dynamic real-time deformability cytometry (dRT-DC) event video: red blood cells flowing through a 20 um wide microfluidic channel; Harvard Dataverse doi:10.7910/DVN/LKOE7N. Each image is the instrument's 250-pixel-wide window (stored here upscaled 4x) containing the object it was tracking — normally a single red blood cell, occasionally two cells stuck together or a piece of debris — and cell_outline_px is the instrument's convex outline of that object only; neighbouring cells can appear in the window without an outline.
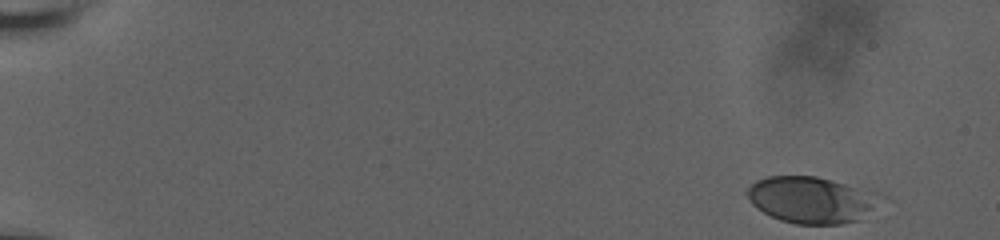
{"species": "human", "species_latin": "Homo sapiens", "temperature_condition": "room temperature", "stored_images_in_passage": 39, "camera_frame_rate_fps": 3000, "um_per_image_px": 0.085, "donor": {"sex": "male"}, "frame": {"image": 1, "passage_image": 1, "time_ms": 0.0, "image_size_px": [1000, 240], "cell_outline_px": [[872, 192], [868, 208], [856, 220], [840, 224], [796, 224], [780, 220], [756, 208], [752, 204], [744, 192], [756, 180], [768, 176], [816, 176]], "centroid_in_image_um": [68.7, 16.98], "position_along_channel_um": 16.3, "area_um2": 34.33}}
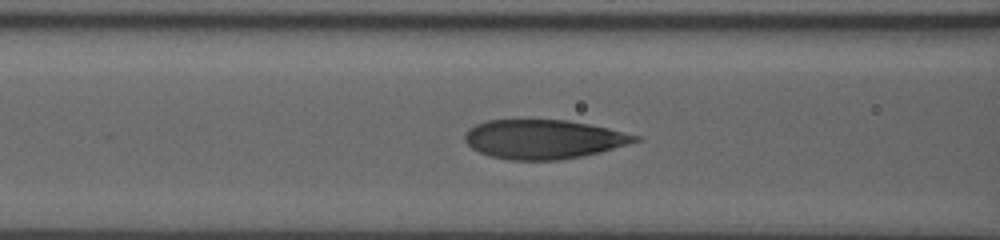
{"frame": {"image": 2, "passage_image": 19, "time_ms": 7.333, "image_size_px": [1000, 240], "cell_outline_px": [[640, 140], [600, 152], [560, 160], [508, 160], [488, 156], [472, 148], [464, 140], [464, 132], [468, 128], [476, 124], [488, 120], [568, 120], [608, 128], [640, 136]], "centroid_in_image_um": [46.15, 11.83], "position_along_channel_um": 120.5, "area_um2": 38.78}}
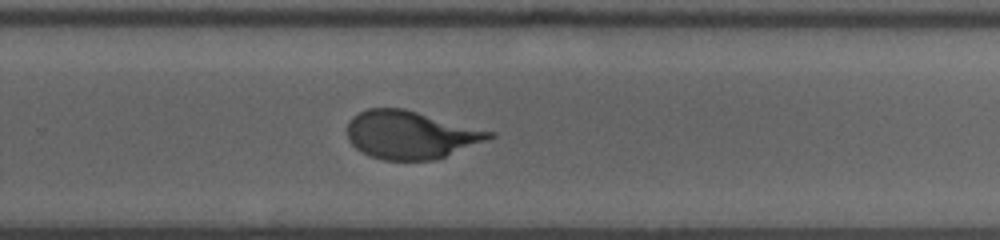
{"frame": {"image": 3, "passage_image": 38, "time_ms": 12.0, "image_size_px": [1000, 240], "cell_outline_px": [[496, 136], [436, 160], [380, 160], [368, 156], [356, 148], [348, 140], [348, 124], [352, 116], [368, 108], [404, 108], [496, 132]], "centroid_in_image_um": [34.9, 11.46], "position_along_channel_um": 294.9, "area_um2": 39.82}}